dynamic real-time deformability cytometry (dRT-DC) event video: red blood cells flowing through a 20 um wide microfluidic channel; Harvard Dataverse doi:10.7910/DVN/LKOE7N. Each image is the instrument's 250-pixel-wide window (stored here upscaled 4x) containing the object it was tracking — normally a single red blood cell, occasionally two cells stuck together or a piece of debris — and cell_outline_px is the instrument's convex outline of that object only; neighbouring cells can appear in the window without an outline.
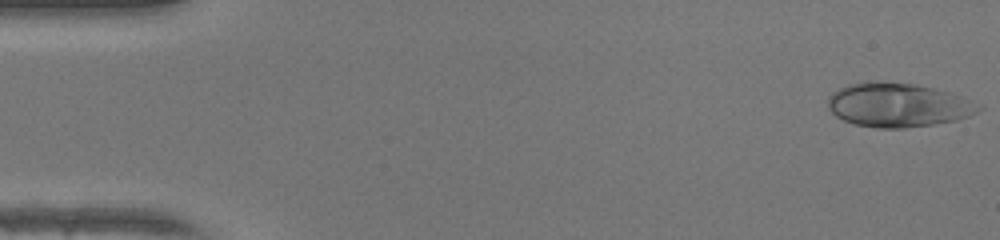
{"species": "human", "species_latin": "Homo sapiens", "temperature_condition": "warm", "stored_images_in_passage": 48, "camera_frame_rate_fps": 3000, "um_per_image_px": 0.085, "donor": {"sex": "female"}, "frame": {"image": 1, "passage_image": 1, "time_ms": 0.0, "image_size_px": [1000, 240], "cell_outline_px": [[984, 108], [968, 116], [956, 120], [932, 124], [904, 128], [876, 128], [852, 124], [836, 116], [828, 108], [828, 96], [832, 92], [848, 84], [872, 80], [876, 80], [916, 84], [948, 92], [984, 104]], "centroid_in_image_um": [76.32, 8.91], "position_along_channel_um": 8.7, "area_um2": 38.96}}
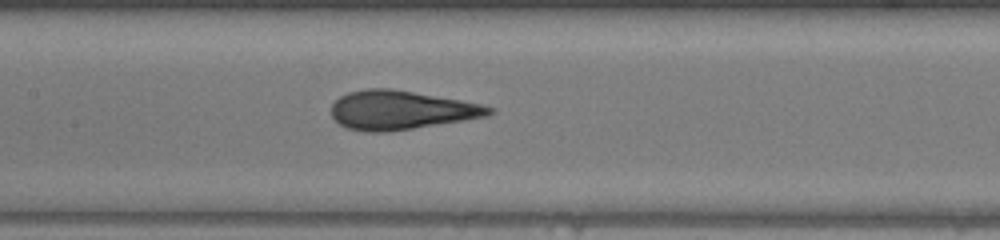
{"frame": {"image": 2, "passage_image": 23, "time_ms": 7.333, "image_size_px": [1000, 240], "cell_outline_px": [[496, 112], [488, 116], [464, 120], [388, 132], [368, 132], [348, 128], [340, 124], [332, 116], [332, 104], [340, 96], [348, 92], [368, 88], [392, 88], [484, 104], [496, 108]], "centroid_in_image_um": [34.12, 9.35], "position_along_channel_um": 173.3, "area_um2": 35.84}}
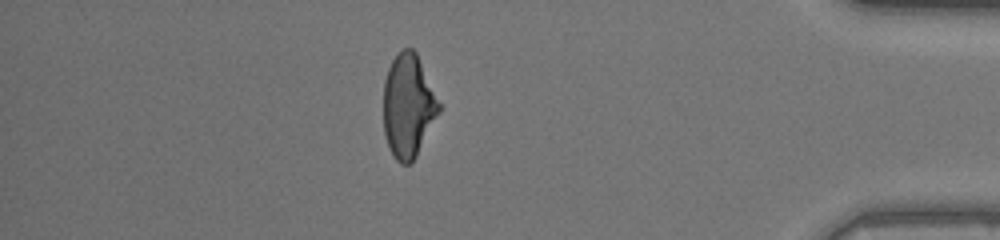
{"frame": {"image": 3, "passage_image": 42, "time_ms": 13.667, "image_size_px": [1000, 240], "cell_outline_px": [[440, 112], [412, 164], [400, 164], [392, 156], [384, 132], [384, 80], [388, 68], [392, 60], [404, 48], [412, 48], [416, 52], [440, 104]], "centroid_in_image_um": [34.69, 9.04], "position_along_channel_um": 400.5, "area_um2": 33.29}, "authors_computed_cell_mechanics": {"area_um2": 35.4314, "velocity_mm_per_s": 4.2576, "shape_relaxation_time_tau1_ms": 7.5709, "shape_relaxation_time_tau2_ms": 0.8146, "deformation_change_tau1": 0.2697, "deformation_change_tau2": 0.0607}}